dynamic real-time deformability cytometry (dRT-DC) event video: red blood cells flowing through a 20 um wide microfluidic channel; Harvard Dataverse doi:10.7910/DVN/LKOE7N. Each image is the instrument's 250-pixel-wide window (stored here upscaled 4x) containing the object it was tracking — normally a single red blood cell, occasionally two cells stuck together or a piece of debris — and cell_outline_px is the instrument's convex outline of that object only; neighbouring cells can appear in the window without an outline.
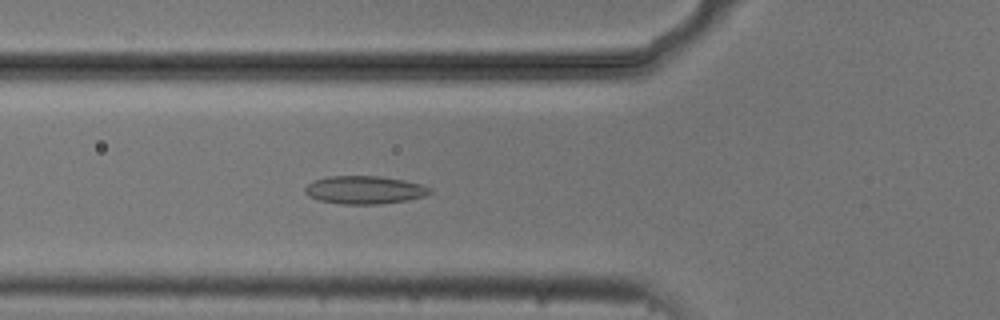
{"species": "common noctule bat (a hibernating species)", "species_latin": "Nyctalus noctula", "temperature_condition": "cold", "stored_images_in_passage": 38, "camera_frame_rate_fps": 3000, "um_per_image_px": 0.085, "animal": {"sex": "male", "body_mass_g": 20.5, "forearm_length_mm": 52.5}, "frame": {"image": 1, "passage_image": 10, "time_ms": 3.0, "image_size_px": [1000, 320], "cell_outline_px": [[432, 192], [424, 196], [404, 200], [380, 204], [344, 204], [320, 200], [308, 196], [304, 192], [304, 188], [312, 180], [328, 176], [380, 176], [404, 180], [420, 184], [432, 188]], "centroid_in_image_um": [30.96, 16.13], "position_along_channel_um": 94.8, "area_um2": 20.35}}
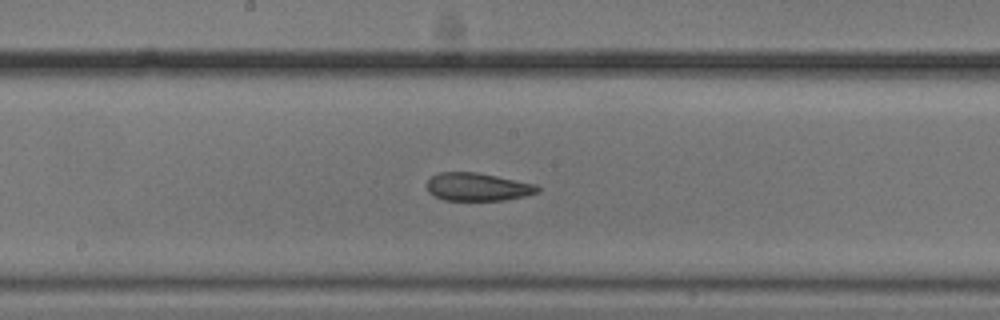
{"frame": {"image": 2, "passage_image": 19, "time_ms": 6.0, "image_size_px": [1000, 320], "cell_outline_px": [[540, 188], [536, 192], [524, 196], [504, 200], [444, 200], [428, 192], [428, 180], [432, 176], [440, 172], [476, 172], [536, 184]], "centroid_in_image_um": [40.59, 15.88], "position_along_channel_um": 207.6, "area_um2": 17.8}}
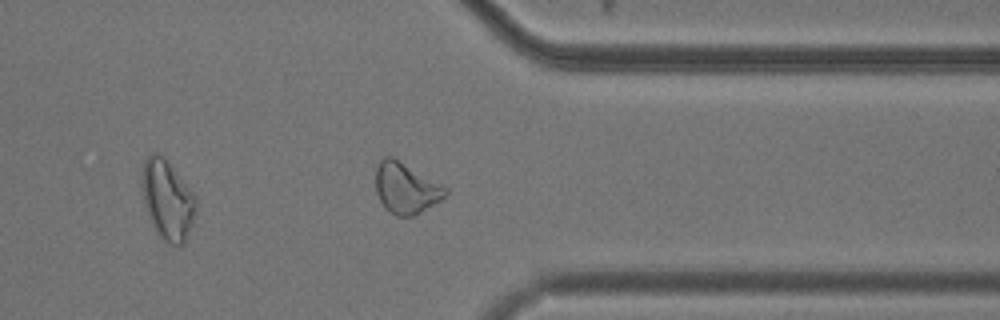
{"frame": {"image": 3, "passage_image": 33, "time_ms": 10.667, "image_size_px": [1000, 320], "cell_outline_px": [[448, 192], [440, 200], [420, 212], [412, 216], [396, 216], [384, 208], [376, 192], [376, 168], [380, 160], [384, 156], [392, 156], [448, 188]], "centroid_in_image_um": [34.48, 15.98], "position_along_channel_um": 376.9, "area_um2": 20.46}, "authors_computed_cell_mechanics": {"area_um2": 19.7387, "velocity_mm_per_s": 3.7373, "shape_relaxation_time_tau1_ms": null, "shape_relaxation_time_tau2_ms": 3.4859, "deformation_change_tau1": null, "deformation_change_tau2": 0.0969}}